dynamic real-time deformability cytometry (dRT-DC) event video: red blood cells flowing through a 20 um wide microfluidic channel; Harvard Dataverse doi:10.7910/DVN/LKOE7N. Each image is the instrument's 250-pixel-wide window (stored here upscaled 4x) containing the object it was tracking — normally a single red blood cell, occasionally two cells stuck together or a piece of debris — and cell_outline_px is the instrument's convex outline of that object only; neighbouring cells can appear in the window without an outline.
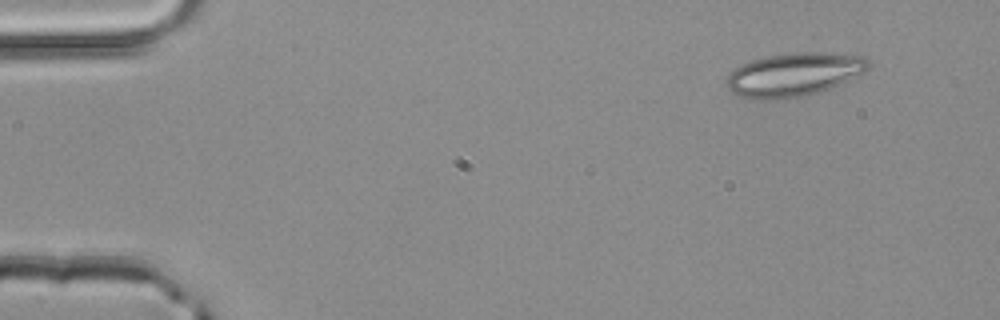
{"species": "common noctule bat (a hibernating species)", "species_latin": "Nyctalus noctula", "temperature_condition": "room temperature", "stored_images_in_passage": 3, "camera_frame_rate_fps": 3000, "um_per_image_px": 0.085, "animal": {"sex": "male", "body_mass_g": 20.4}, "frame": {"image": 1, "passage_image": 1, "time_ms": 0.0, "image_size_px": [1000, 320], "cell_outline_px": [[872, 64], [864, 72], [832, 88], [820, 92], [804, 96], [772, 100], [760, 100], [740, 96], [728, 92], [724, 84], [724, 80], [740, 64], [752, 60], [768, 56], [792, 52], [820, 52], [864, 56]], "centroid_in_image_um": [67.46, 6.35], "position_along_channel_um": 17.5, "area_um2": 36.36}}